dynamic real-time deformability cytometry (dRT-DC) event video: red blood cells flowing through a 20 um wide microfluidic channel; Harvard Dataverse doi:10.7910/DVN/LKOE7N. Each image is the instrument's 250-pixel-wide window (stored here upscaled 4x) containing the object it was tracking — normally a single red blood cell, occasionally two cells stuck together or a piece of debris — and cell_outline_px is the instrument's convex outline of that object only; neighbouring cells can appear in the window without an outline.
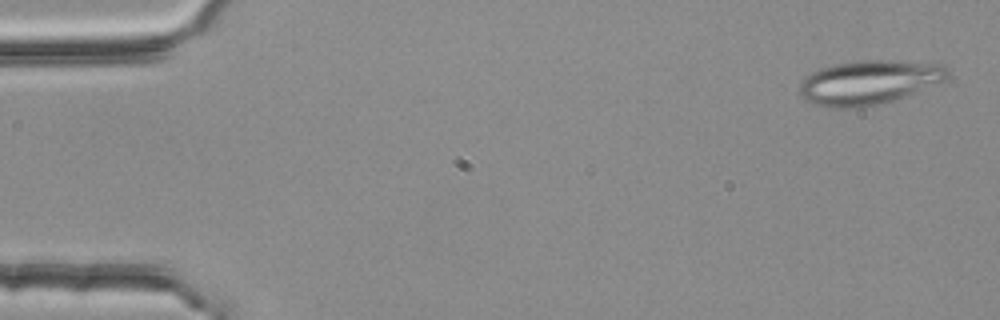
{"species": "common noctule bat (a hibernating species)", "species_latin": "Nyctalus noctula", "temperature_condition": "room temperature", "stored_images_in_passage": 4, "segment_of_instrument_passage": [2, 2], "camera_frame_rate_fps": 3000, "um_per_image_px": 0.085, "animal": {"sex": "female", "body_mass_g": 25.1}, "frame": {"image": 1, "passage_image": 4, "time_ms": 1.0, "image_size_px": [1000, 320], "cell_outline_px": [[948, 80], [884, 104], [860, 108], [832, 108], [816, 104], [804, 100], [800, 92], [800, 84], [804, 76], [820, 68], [836, 64], [856, 60], [892, 60], [944, 64], [948, 68]], "centroid_in_image_um": [73.89, 7.0], "position_along_channel_um": 11.1, "area_um2": 38.61}}